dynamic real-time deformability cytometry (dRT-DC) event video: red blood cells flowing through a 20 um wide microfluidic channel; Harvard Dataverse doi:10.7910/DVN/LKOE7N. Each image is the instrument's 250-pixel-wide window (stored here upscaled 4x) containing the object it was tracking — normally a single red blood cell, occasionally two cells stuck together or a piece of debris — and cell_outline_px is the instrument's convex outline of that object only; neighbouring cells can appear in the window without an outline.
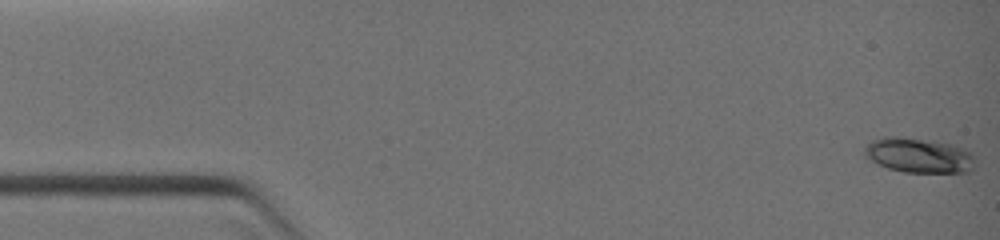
{"species": "common noctule bat (a hibernating species)", "species_latin": "Nyctalus noctula", "temperature_condition": "warm", "stored_images_in_passage": 37, "camera_frame_rate_fps": 3000, "um_per_image_px": 0.085, "animal": {"sex": "female", "body_mass_g": 19.0, "forearm_length_mm": 51.5}, "frame": {"image": 1, "passage_image": 1, "time_ms": 0.0, "image_size_px": [1000, 240], "cell_outline_px": [[972, 168], [968, 172], [904, 172], [888, 168], [864, 156], [864, 148], [872, 140], [896, 136], [948, 144], [972, 152]], "centroid_in_image_um": [78.06, 13.22], "position_along_channel_um": 6.9, "area_um2": 21.68}}
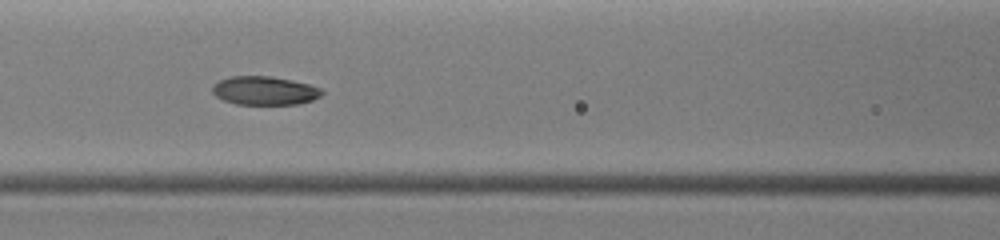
{"frame": {"image": 2, "passage_image": 19, "time_ms": 5.0, "image_size_px": [1000, 240], "cell_outline_px": [[324, 92], [320, 96], [312, 100], [296, 104], [236, 104], [224, 100], [216, 96], [212, 92], [212, 88], [220, 80], [232, 76], [272, 76], [292, 80], [324, 88]], "centroid_in_image_um": [22.53, 7.7], "position_along_channel_um": 144.1, "area_um2": 18.21}}
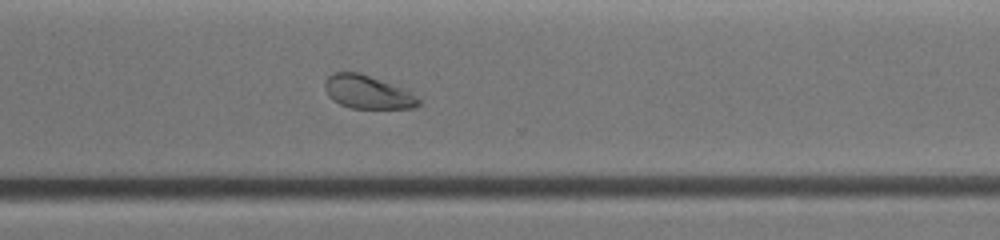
{"frame": {"image": 3, "passage_image": 35, "time_ms": 8.667, "image_size_px": [1000, 240], "cell_outline_px": [[420, 104], [416, 108], [352, 108], [340, 104], [332, 100], [328, 96], [324, 88], [324, 80], [328, 76], [336, 72], [360, 72], [404, 88], [420, 100]], "centroid_in_image_um": [31.22, 7.82], "position_along_channel_um": 339.4, "area_um2": 18.26}}